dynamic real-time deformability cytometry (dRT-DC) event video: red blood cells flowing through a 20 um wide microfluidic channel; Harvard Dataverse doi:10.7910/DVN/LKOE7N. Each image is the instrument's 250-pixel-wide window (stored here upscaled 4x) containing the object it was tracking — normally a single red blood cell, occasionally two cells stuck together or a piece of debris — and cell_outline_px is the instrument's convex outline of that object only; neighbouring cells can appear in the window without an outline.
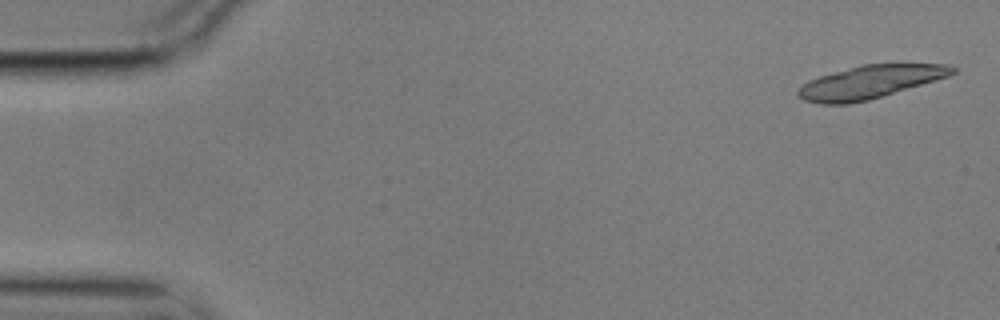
{"species": "common noctule bat (a hibernating species)", "species_latin": "Nyctalus noctula", "temperature_condition": "cold", "stored_images_in_passage": 5, "camera_frame_rate_fps": 3000, "um_per_image_px": 0.085, "animal": {"sex": "male", "body_mass_g": 17.9}, "frame": {"image": 1, "passage_image": 1, "time_ms": 0.0, "image_size_px": [1000, 320], "cell_outline_px": [[956, 72], [948, 76], [868, 100], [848, 104], [820, 104], [804, 100], [796, 96], [796, 92], [804, 84], [820, 76], [864, 64], [944, 64], [956, 68]], "centroid_in_image_um": [73.92, 6.98], "position_along_channel_um": 11.1, "area_um2": 29.07}}